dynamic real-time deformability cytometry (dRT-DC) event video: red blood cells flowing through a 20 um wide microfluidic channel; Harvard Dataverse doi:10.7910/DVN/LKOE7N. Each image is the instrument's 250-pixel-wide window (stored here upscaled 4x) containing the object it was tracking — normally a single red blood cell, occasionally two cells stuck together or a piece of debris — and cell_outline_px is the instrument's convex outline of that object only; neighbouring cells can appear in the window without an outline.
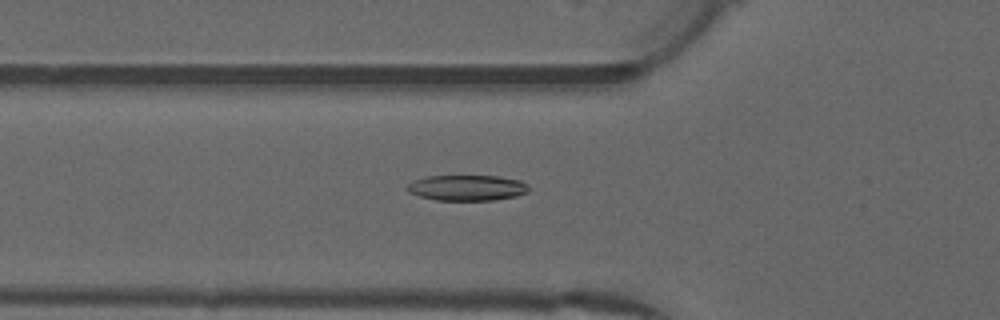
{"species": "common noctule bat (a hibernating species)", "species_latin": "Nyctalus noctula", "temperature_condition": "warm", "stored_images_in_passage": 43, "camera_frame_rate_fps": 3000, "um_per_image_px": 0.085, "animal": {"sex": "male", "forearm_length_mm": 52.5}, "frame": {"image": 1, "passage_image": 15, "time_ms": 4.667, "image_size_px": [1000, 320], "cell_outline_px": [[528, 192], [516, 196], [492, 200], [436, 200], [420, 196], [408, 192], [404, 188], [412, 180], [424, 176], [496, 176], [520, 180], [528, 188]], "centroid_in_image_um": [39.62, 15.96], "position_along_channel_um": 86.2, "area_um2": 18.15}}
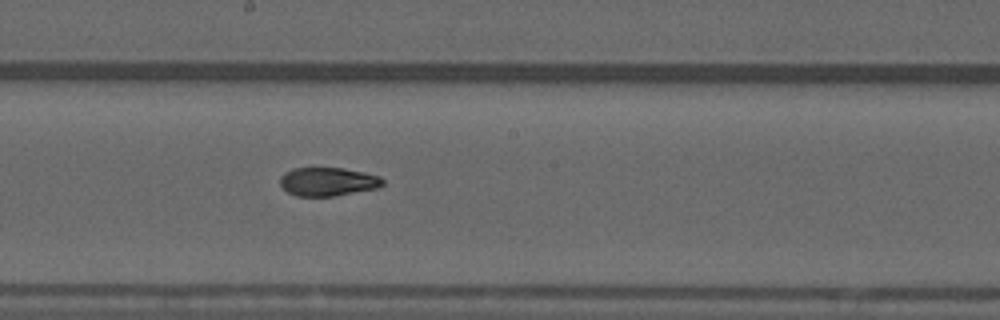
{"frame": {"image": 2, "passage_image": 25, "time_ms": 8.0, "image_size_px": [1000, 320], "cell_outline_px": [[384, 184], [380, 188], [336, 196], [296, 196], [288, 192], [280, 184], [280, 176], [284, 172], [292, 168], [344, 168], [364, 172], [380, 176], [384, 180]], "centroid_in_image_um": [27.9, 15.44], "position_along_channel_um": 220.3, "area_um2": 17.34}}
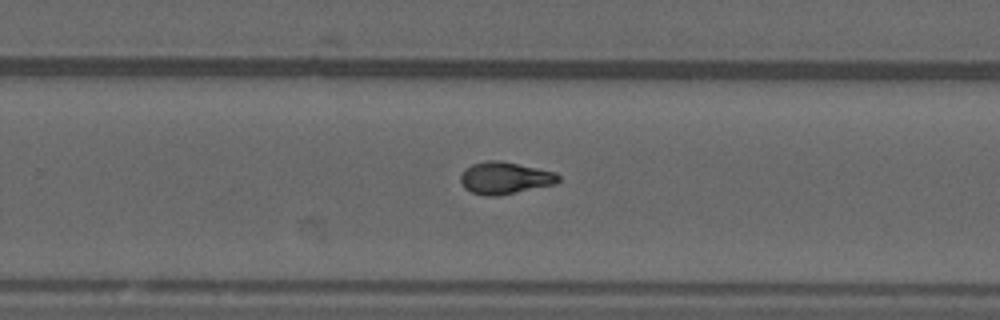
{"frame": {"image": 3, "passage_image": 30, "time_ms": 9.667, "image_size_px": [1000, 320], "cell_outline_px": [[560, 180], [556, 184], [496, 196], [484, 196], [472, 192], [464, 188], [460, 180], [460, 172], [464, 168], [472, 164], [484, 160], [500, 160], [556, 172], [560, 176]], "centroid_in_image_um": [42.89, 15.12], "position_along_channel_um": 286.9, "area_um2": 18.5}}